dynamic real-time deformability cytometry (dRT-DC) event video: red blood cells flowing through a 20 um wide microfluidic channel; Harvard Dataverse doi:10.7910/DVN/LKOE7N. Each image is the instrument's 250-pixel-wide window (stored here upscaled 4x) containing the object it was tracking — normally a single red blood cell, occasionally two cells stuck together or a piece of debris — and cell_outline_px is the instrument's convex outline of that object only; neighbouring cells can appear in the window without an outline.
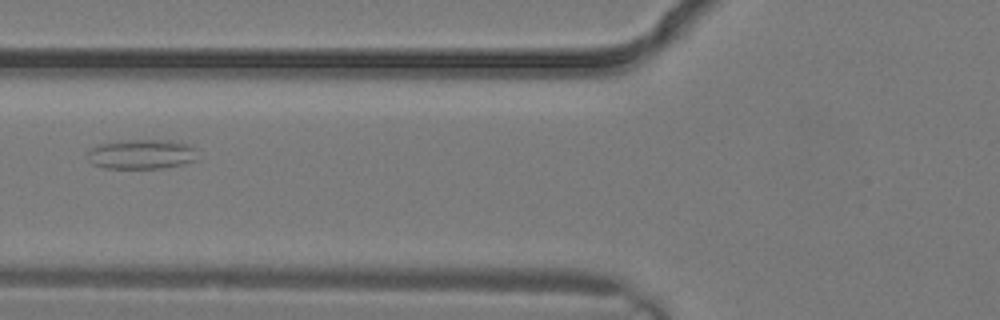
{"species": "common noctule bat (a hibernating species)", "species_latin": "Nyctalus noctula", "temperature_condition": "warm", "stored_images_in_passage": 3, "camera_frame_rate_fps": 3000, "um_per_image_px": 0.085, "animal": {"sex": "male", "body_mass_g": 19.2, "forearm_length_mm": 51.8}, "frame": {"image": 1, "passage_image": 3, "time_ms": 0.667, "image_size_px": [1000, 320], "cell_outline_px": [[196, 160], [184, 164], [164, 168], [104, 168], [92, 164], [88, 160], [88, 152], [92, 148], [100, 144], [128, 140], [168, 140], [192, 144], [196, 148]], "centroid_in_image_um": [12.08, 13.11], "position_along_channel_um": 113.7, "area_um2": 19.13}}